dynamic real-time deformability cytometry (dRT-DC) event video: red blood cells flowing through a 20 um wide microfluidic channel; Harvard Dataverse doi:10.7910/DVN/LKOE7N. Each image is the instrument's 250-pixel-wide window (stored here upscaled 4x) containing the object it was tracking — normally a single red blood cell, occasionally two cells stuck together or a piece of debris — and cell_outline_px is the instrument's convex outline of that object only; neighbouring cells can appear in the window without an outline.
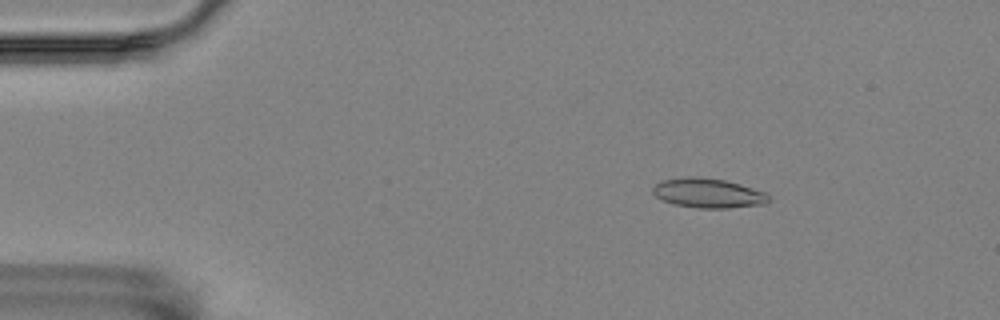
{"species": "Egyptian fruit bat (a non-hibernating species)", "species_latin": "Rousettus aegyptiacus", "temperature_condition": "room temperature", "stored_images_in_passage": 57, "camera_frame_rate_fps": 3000, "um_per_image_px": 0.085, "animal": {"sex": "female"}, "frame": {"image": 1, "passage_image": 9, "time_ms": 2.667, "image_size_px": [1000, 320], "cell_outline_px": [[772, 200], [764, 204], [728, 208], [696, 208], [676, 204], [664, 200], [656, 196], [652, 192], [652, 188], [660, 180], [684, 176], [696, 176], [724, 180], [740, 184], [764, 192], [772, 196]], "centroid_in_image_um": [60.2, 16.4], "position_along_channel_um": 24.8, "area_um2": 20.06}}
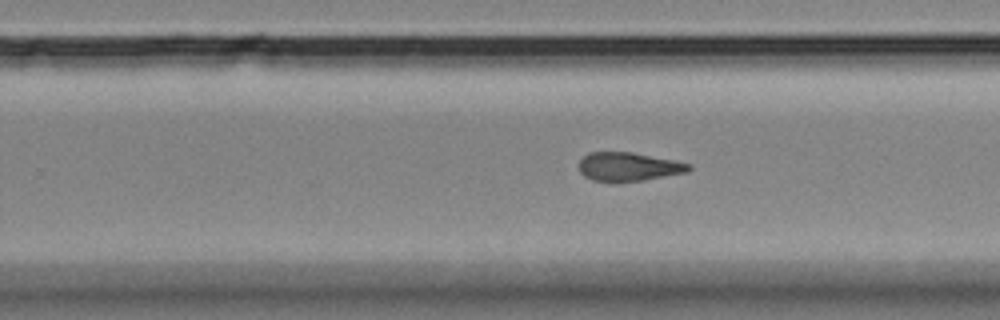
{"frame": {"image": 2, "passage_image": 36, "time_ms": 11.667, "image_size_px": [1000, 320], "cell_outline_px": [[692, 168], [688, 172], [644, 180], [616, 184], [612, 184], [592, 180], [584, 176], [580, 172], [580, 160], [588, 152], [632, 152], [676, 160], [692, 164]], "centroid_in_image_um": [53.43, 14.2], "position_along_channel_um": 276.4, "area_um2": 18.96}}
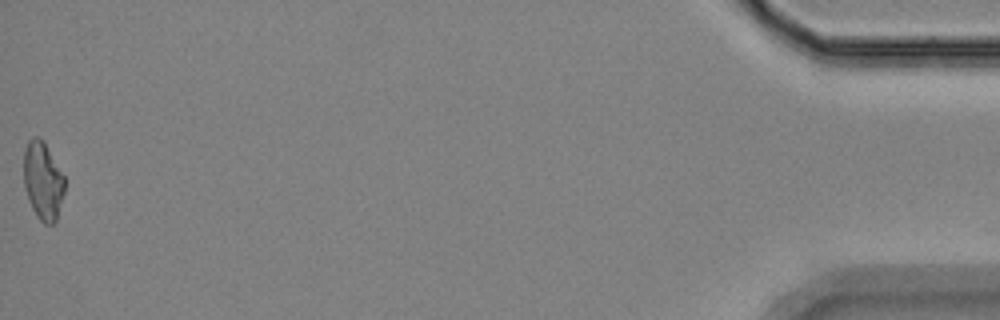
{"frame": {"image": 3, "passage_image": 57, "time_ms": 18.667, "image_size_px": [1000, 320], "cell_outline_px": [[64, 192], [56, 220], [52, 224], [44, 224], [36, 216], [32, 208], [24, 184], [24, 148], [28, 140], [32, 136], [40, 136], [44, 140], [64, 176]], "centroid_in_image_um": [3.64, 15.32], "position_along_channel_um": 431.6, "area_um2": 18.61}, "authors_computed_cell_mechanics": {"area_um2": 19.0162, "velocity_mm_per_s": 3.555, "shape_relaxation_time_tau1_ms": null, "shape_relaxation_time_tau2_ms": 6.8228, "deformation_change_tau1": null, "deformation_change_tau2": 0.1483}}